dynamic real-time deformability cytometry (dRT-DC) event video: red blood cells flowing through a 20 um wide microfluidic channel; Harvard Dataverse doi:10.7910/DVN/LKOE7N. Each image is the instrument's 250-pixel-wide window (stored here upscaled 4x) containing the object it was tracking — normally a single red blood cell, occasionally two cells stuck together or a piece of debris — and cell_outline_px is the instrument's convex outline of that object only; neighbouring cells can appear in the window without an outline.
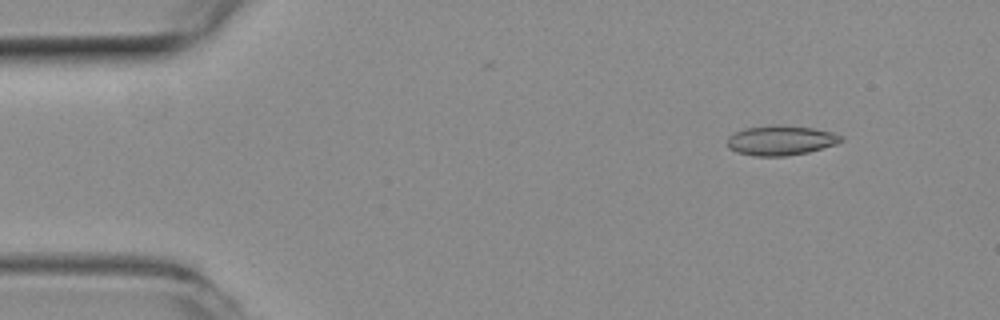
{"species": "common noctule bat (a hibernating species)", "species_latin": "Nyctalus noctula", "temperature_condition": "room temperature", "stored_images_in_passage": 49, "camera_frame_rate_fps": 3000, "um_per_image_px": 0.085, "animal": {"sex": "female", "body_mass_g": 19.3, "forearm_length_mm": 54.1}, "frame": {"image": 1, "passage_image": 1, "time_ms": 0.0, "image_size_px": [1000, 320], "cell_outline_px": [[844, 140], [836, 144], [808, 152], [784, 156], [752, 156], [736, 152], [728, 148], [728, 136], [732, 132], [744, 128], [780, 124], [812, 128], [832, 132], [844, 136]], "centroid_in_image_um": [66.35, 11.92], "position_along_channel_um": 18.7, "area_um2": 19.94}}
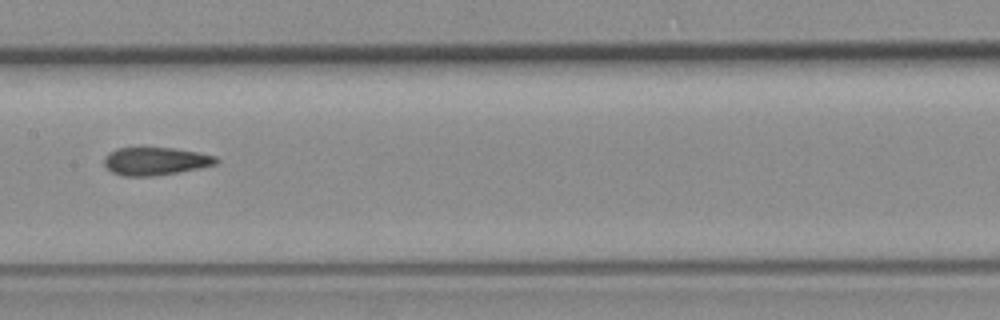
{"frame": {"image": 2, "passage_image": 22, "time_ms": 7.0, "image_size_px": [1000, 320], "cell_outline_px": [[220, 160], [216, 164], [200, 168], [152, 176], [124, 176], [112, 172], [104, 164], [104, 156], [108, 152], [116, 148], [172, 148], [196, 152], [216, 156]], "centroid_in_image_um": [13.19, 13.7], "position_along_channel_um": 194.2, "area_um2": 18.09}}
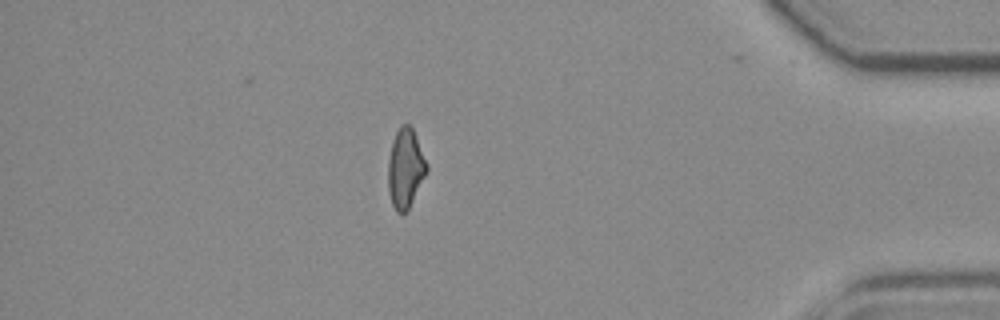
{"frame": {"image": 3, "passage_image": 42, "time_ms": 13.667, "image_size_px": [1000, 320], "cell_outline_px": [[428, 172], [408, 208], [404, 212], [396, 212], [392, 204], [388, 192], [388, 160], [392, 140], [400, 124], [408, 124], [412, 128], [428, 164]], "centroid_in_image_um": [34.45, 14.29], "position_along_channel_um": 400.7, "area_um2": 17.86}, "authors_computed_cell_mechanics": {"area_um2": 18.496, "velocity_mm_per_s": 3.7663, "shape_relaxation_time_tau1_ms": null, "shape_relaxation_time_tau2_ms": 2.2963, "deformation_change_tau1": null, "deformation_change_tau2": 0.0807}}